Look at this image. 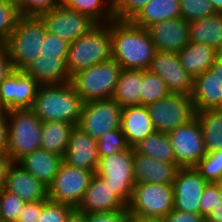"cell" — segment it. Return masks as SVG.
I'll use <instances>...</instances> for the list:
<instances>
[{"mask_svg": "<svg viewBox=\"0 0 222 222\" xmlns=\"http://www.w3.org/2000/svg\"><path fill=\"white\" fill-rule=\"evenodd\" d=\"M112 58L122 69L146 70L156 53L146 28L131 21H111Z\"/></svg>", "mask_w": 222, "mask_h": 222, "instance_id": "6da1fadb", "label": "cell"}, {"mask_svg": "<svg viewBox=\"0 0 222 222\" xmlns=\"http://www.w3.org/2000/svg\"><path fill=\"white\" fill-rule=\"evenodd\" d=\"M83 104L71 82L40 85L31 110L42 122L63 121L77 125Z\"/></svg>", "mask_w": 222, "mask_h": 222, "instance_id": "7a4b0ae2", "label": "cell"}, {"mask_svg": "<svg viewBox=\"0 0 222 222\" xmlns=\"http://www.w3.org/2000/svg\"><path fill=\"white\" fill-rule=\"evenodd\" d=\"M111 21L97 24L87 34L73 41L66 59L72 77L78 71L112 58Z\"/></svg>", "mask_w": 222, "mask_h": 222, "instance_id": "3957f363", "label": "cell"}, {"mask_svg": "<svg viewBox=\"0 0 222 222\" xmlns=\"http://www.w3.org/2000/svg\"><path fill=\"white\" fill-rule=\"evenodd\" d=\"M46 30L36 16H21L5 46L14 70L22 71L41 56Z\"/></svg>", "mask_w": 222, "mask_h": 222, "instance_id": "277c9868", "label": "cell"}, {"mask_svg": "<svg viewBox=\"0 0 222 222\" xmlns=\"http://www.w3.org/2000/svg\"><path fill=\"white\" fill-rule=\"evenodd\" d=\"M121 66L113 58L78 71L71 84L82 101L110 99L113 97Z\"/></svg>", "mask_w": 222, "mask_h": 222, "instance_id": "5b68a950", "label": "cell"}, {"mask_svg": "<svg viewBox=\"0 0 222 222\" xmlns=\"http://www.w3.org/2000/svg\"><path fill=\"white\" fill-rule=\"evenodd\" d=\"M42 121L31 109L8 111V151L12 162L41 147Z\"/></svg>", "mask_w": 222, "mask_h": 222, "instance_id": "8992f818", "label": "cell"}, {"mask_svg": "<svg viewBox=\"0 0 222 222\" xmlns=\"http://www.w3.org/2000/svg\"><path fill=\"white\" fill-rule=\"evenodd\" d=\"M173 207V185L153 183H135L127 204L129 216L135 219L162 220Z\"/></svg>", "mask_w": 222, "mask_h": 222, "instance_id": "52a82bcc", "label": "cell"}, {"mask_svg": "<svg viewBox=\"0 0 222 222\" xmlns=\"http://www.w3.org/2000/svg\"><path fill=\"white\" fill-rule=\"evenodd\" d=\"M154 129L168 133L196 117L190 95L169 93L166 97L147 105Z\"/></svg>", "mask_w": 222, "mask_h": 222, "instance_id": "ba28073f", "label": "cell"}, {"mask_svg": "<svg viewBox=\"0 0 222 222\" xmlns=\"http://www.w3.org/2000/svg\"><path fill=\"white\" fill-rule=\"evenodd\" d=\"M133 158L134 148L128 147L118 154L101 157L96 171V174L126 205L135 186Z\"/></svg>", "mask_w": 222, "mask_h": 222, "instance_id": "9c48e42d", "label": "cell"}, {"mask_svg": "<svg viewBox=\"0 0 222 222\" xmlns=\"http://www.w3.org/2000/svg\"><path fill=\"white\" fill-rule=\"evenodd\" d=\"M122 107L113 98L85 102L77 124L93 139L106 132L121 129Z\"/></svg>", "mask_w": 222, "mask_h": 222, "instance_id": "30bf717a", "label": "cell"}, {"mask_svg": "<svg viewBox=\"0 0 222 222\" xmlns=\"http://www.w3.org/2000/svg\"><path fill=\"white\" fill-rule=\"evenodd\" d=\"M37 17L44 24L46 32H51L70 44L97 25L89 16L62 4Z\"/></svg>", "mask_w": 222, "mask_h": 222, "instance_id": "8fae6325", "label": "cell"}, {"mask_svg": "<svg viewBox=\"0 0 222 222\" xmlns=\"http://www.w3.org/2000/svg\"><path fill=\"white\" fill-rule=\"evenodd\" d=\"M93 171L78 169L62 162L53 182L48 186V198L77 208L92 177Z\"/></svg>", "mask_w": 222, "mask_h": 222, "instance_id": "7c38bea8", "label": "cell"}, {"mask_svg": "<svg viewBox=\"0 0 222 222\" xmlns=\"http://www.w3.org/2000/svg\"><path fill=\"white\" fill-rule=\"evenodd\" d=\"M167 134L179 167H194L207 154L197 117Z\"/></svg>", "mask_w": 222, "mask_h": 222, "instance_id": "4fadbf2b", "label": "cell"}, {"mask_svg": "<svg viewBox=\"0 0 222 222\" xmlns=\"http://www.w3.org/2000/svg\"><path fill=\"white\" fill-rule=\"evenodd\" d=\"M190 96L195 106V115L222 109V71L219 59L209 70L193 78Z\"/></svg>", "mask_w": 222, "mask_h": 222, "instance_id": "5bb4252c", "label": "cell"}, {"mask_svg": "<svg viewBox=\"0 0 222 222\" xmlns=\"http://www.w3.org/2000/svg\"><path fill=\"white\" fill-rule=\"evenodd\" d=\"M39 87L32 77L14 70L0 83V106L8 111L31 109Z\"/></svg>", "mask_w": 222, "mask_h": 222, "instance_id": "9a60e30c", "label": "cell"}, {"mask_svg": "<svg viewBox=\"0 0 222 222\" xmlns=\"http://www.w3.org/2000/svg\"><path fill=\"white\" fill-rule=\"evenodd\" d=\"M148 70L157 74L165 82L170 92L191 94L193 78L181 65L178 54L156 51Z\"/></svg>", "mask_w": 222, "mask_h": 222, "instance_id": "2e32d148", "label": "cell"}, {"mask_svg": "<svg viewBox=\"0 0 222 222\" xmlns=\"http://www.w3.org/2000/svg\"><path fill=\"white\" fill-rule=\"evenodd\" d=\"M207 183L194 167H180L173 184V209L199 214L201 195Z\"/></svg>", "mask_w": 222, "mask_h": 222, "instance_id": "e0dca14e", "label": "cell"}, {"mask_svg": "<svg viewBox=\"0 0 222 222\" xmlns=\"http://www.w3.org/2000/svg\"><path fill=\"white\" fill-rule=\"evenodd\" d=\"M63 162L69 166L96 173L99 164L97 140L75 125Z\"/></svg>", "mask_w": 222, "mask_h": 222, "instance_id": "ac0fdd59", "label": "cell"}, {"mask_svg": "<svg viewBox=\"0 0 222 222\" xmlns=\"http://www.w3.org/2000/svg\"><path fill=\"white\" fill-rule=\"evenodd\" d=\"M156 51L178 54L189 43V22L181 17L148 26Z\"/></svg>", "mask_w": 222, "mask_h": 222, "instance_id": "d6986e66", "label": "cell"}, {"mask_svg": "<svg viewBox=\"0 0 222 222\" xmlns=\"http://www.w3.org/2000/svg\"><path fill=\"white\" fill-rule=\"evenodd\" d=\"M127 205L96 173L76 208L83 213H105L124 209Z\"/></svg>", "mask_w": 222, "mask_h": 222, "instance_id": "ffe728a7", "label": "cell"}, {"mask_svg": "<svg viewBox=\"0 0 222 222\" xmlns=\"http://www.w3.org/2000/svg\"><path fill=\"white\" fill-rule=\"evenodd\" d=\"M4 189L24 202L48 200V186L27 172L16 162L9 167Z\"/></svg>", "mask_w": 222, "mask_h": 222, "instance_id": "44dd1931", "label": "cell"}, {"mask_svg": "<svg viewBox=\"0 0 222 222\" xmlns=\"http://www.w3.org/2000/svg\"><path fill=\"white\" fill-rule=\"evenodd\" d=\"M176 163H165L134 151L133 170L135 183L173 185L179 170Z\"/></svg>", "mask_w": 222, "mask_h": 222, "instance_id": "7402d4cb", "label": "cell"}, {"mask_svg": "<svg viewBox=\"0 0 222 222\" xmlns=\"http://www.w3.org/2000/svg\"><path fill=\"white\" fill-rule=\"evenodd\" d=\"M67 58H43L31 61L22 72L32 77L40 85L64 84L71 81L67 70Z\"/></svg>", "mask_w": 222, "mask_h": 222, "instance_id": "603a6c76", "label": "cell"}, {"mask_svg": "<svg viewBox=\"0 0 222 222\" xmlns=\"http://www.w3.org/2000/svg\"><path fill=\"white\" fill-rule=\"evenodd\" d=\"M121 130L129 147H134L146 136L154 133L147 106H129L122 108Z\"/></svg>", "mask_w": 222, "mask_h": 222, "instance_id": "cb8c5ba5", "label": "cell"}, {"mask_svg": "<svg viewBox=\"0 0 222 222\" xmlns=\"http://www.w3.org/2000/svg\"><path fill=\"white\" fill-rule=\"evenodd\" d=\"M63 162V157L42 148L23 156L16 163L49 186Z\"/></svg>", "mask_w": 222, "mask_h": 222, "instance_id": "d4e9b609", "label": "cell"}, {"mask_svg": "<svg viewBox=\"0 0 222 222\" xmlns=\"http://www.w3.org/2000/svg\"><path fill=\"white\" fill-rule=\"evenodd\" d=\"M219 52L203 43L189 42L179 53L180 63L192 77L209 70L218 59Z\"/></svg>", "mask_w": 222, "mask_h": 222, "instance_id": "484cf974", "label": "cell"}, {"mask_svg": "<svg viewBox=\"0 0 222 222\" xmlns=\"http://www.w3.org/2000/svg\"><path fill=\"white\" fill-rule=\"evenodd\" d=\"M189 42L203 43L222 53V13L189 22Z\"/></svg>", "mask_w": 222, "mask_h": 222, "instance_id": "4316f807", "label": "cell"}, {"mask_svg": "<svg viewBox=\"0 0 222 222\" xmlns=\"http://www.w3.org/2000/svg\"><path fill=\"white\" fill-rule=\"evenodd\" d=\"M143 70L121 69L113 99L123 107L141 105Z\"/></svg>", "mask_w": 222, "mask_h": 222, "instance_id": "83f0119b", "label": "cell"}, {"mask_svg": "<svg viewBox=\"0 0 222 222\" xmlns=\"http://www.w3.org/2000/svg\"><path fill=\"white\" fill-rule=\"evenodd\" d=\"M181 17L179 0H150L131 22L142 28Z\"/></svg>", "mask_w": 222, "mask_h": 222, "instance_id": "f1b7e54d", "label": "cell"}, {"mask_svg": "<svg viewBox=\"0 0 222 222\" xmlns=\"http://www.w3.org/2000/svg\"><path fill=\"white\" fill-rule=\"evenodd\" d=\"M74 126L63 121L42 122L40 148L64 157Z\"/></svg>", "mask_w": 222, "mask_h": 222, "instance_id": "f546056e", "label": "cell"}, {"mask_svg": "<svg viewBox=\"0 0 222 222\" xmlns=\"http://www.w3.org/2000/svg\"><path fill=\"white\" fill-rule=\"evenodd\" d=\"M134 151L165 163H176V158L167 133L157 132L146 136L136 144Z\"/></svg>", "mask_w": 222, "mask_h": 222, "instance_id": "4dcf8cb0", "label": "cell"}, {"mask_svg": "<svg viewBox=\"0 0 222 222\" xmlns=\"http://www.w3.org/2000/svg\"><path fill=\"white\" fill-rule=\"evenodd\" d=\"M207 153L222 149V109L197 114Z\"/></svg>", "mask_w": 222, "mask_h": 222, "instance_id": "1f68e13d", "label": "cell"}, {"mask_svg": "<svg viewBox=\"0 0 222 222\" xmlns=\"http://www.w3.org/2000/svg\"><path fill=\"white\" fill-rule=\"evenodd\" d=\"M61 4L89 16L97 24L114 20L113 0H61Z\"/></svg>", "mask_w": 222, "mask_h": 222, "instance_id": "d6a6232c", "label": "cell"}, {"mask_svg": "<svg viewBox=\"0 0 222 222\" xmlns=\"http://www.w3.org/2000/svg\"><path fill=\"white\" fill-rule=\"evenodd\" d=\"M171 93L165 82L148 69L143 70V84L141 89V105L147 106Z\"/></svg>", "mask_w": 222, "mask_h": 222, "instance_id": "836d02e7", "label": "cell"}, {"mask_svg": "<svg viewBox=\"0 0 222 222\" xmlns=\"http://www.w3.org/2000/svg\"><path fill=\"white\" fill-rule=\"evenodd\" d=\"M194 168L208 183L222 181V149L207 153Z\"/></svg>", "mask_w": 222, "mask_h": 222, "instance_id": "e575fe53", "label": "cell"}, {"mask_svg": "<svg viewBox=\"0 0 222 222\" xmlns=\"http://www.w3.org/2000/svg\"><path fill=\"white\" fill-rule=\"evenodd\" d=\"M181 18L191 22L217 14L210 0H179Z\"/></svg>", "mask_w": 222, "mask_h": 222, "instance_id": "d590c367", "label": "cell"}, {"mask_svg": "<svg viewBox=\"0 0 222 222\" xmlns=\"http://www.w3.org/2000/svg\"><path fill=\"white\" fill-rule=\"evenodd\" d=\"M97 143L99 159L114 153L118 154L129 147L126 142L125 135L122 133L121 129L106 132L97 140Z\"/></svg>", "mask_w": 222, "mask_h": 222, "instance_id": "8d00e7d4", "label": "cell"}, {"mask_svg": "<svg viewBox=\"0 0 222 222\" xmlns=\"http://www.w3.org/2000/svg\"><path fill=\"white\" fill-rule=\"evenodd\" d=\"M24 202L19 196L0 189V220L1 222H17L24 208Z\"/></svg>", "mask_w": 222, "mask_h": 222, "instance_id": "74e56055", "label": "cell"}, {"mask_svg": "<svg viewBox=\"0 0 222 222\" xmlns=\"http://www.w3.org/2000/svg\"><path fill=\"white\" fill-rule=\"evenodd\" d=\"M21 17L15 5L0 0V44H5Z\"/></svg>", "mask_w": 222, "mask_h": 222, "instance_id": "f35d334b", "label": "cell"}, {"mask_svg": "<svg viewBox=\"0 0 222 222\" xmlns=\"http://www.w3.org/2000/svg\"><path fill=\"white\" fill-rule=\"evenodd\" d=\"M74 208L68 204L43 200V208L37 222H66Z\"/></svg>", "mask_w": 222, "mask_h": 222, "instance_id": "ab89813d", "label": "cell"}, {"mask_svg": "<svg viewBox=\"0 0 222 222\" xmlns=\"http://www.w3.org/2000/svg\"><path fill=\"white\" fill-rule=\"evenodd\" d=\"M150 0H113L116 20L131 21Z\"/></svg>", "mask_w": 222, "mask_h": 222, "instance_id": "60d3db41", "label": "cell"}, {"mask_svg": "<svg viewBox=\"0 0 222 222\" xmlns=\"http://www.w3.org/2000/svg\"><path fill=\"white\" fill-rule=\"evenodd\" d=\"M220 202H222V193L218 183H207L201 195L199 214L206 218Z\"/></svg>", "mask_w": 222, "mask_h": 222, "instance_id": "b9f144b4", "label": "cell"}, {"mask_svg": "<svg viewBox=\"0 0 222 222\" xmlns=\"http://www.w3.org/2000/svg\"><path fill=\"white\" fill-rule=\"evenodd\" d=\"M70 43L56 36L51 32H46L43 42L41 56L43 58H67Z\"/></svg>", "mask_w": 222, "mask_h": 222, "instance_id": "7bdbcfd3", "label": "cell"}, {"mask_svg": "<svg viewBox=\"0 0 222 222\" xmlns=\"http://www.w3.org/2000/svg\"><path fill=\"white\" fill-rule=\"evenodd\" d=\"M61 5V0H23L18 8L21 16H38Z\"/></svg>", "mask_w": 222, "mask_h": 222, "instance_id": "ee69618b", "label": "cell"}, {"mask_svg": "<svg viewBox=\"0 0 222 222\" xmlns=\"http://www.w3.org/2000/svg\"><path fill=\"white\" fill-rule=\"evenodd\" d=\"M128 217L127 206L124 209L112 212L87 213L88 222H124Z\"/></svg>", "mask_w": 222, "mask_h": 222, "instance_id": "f6af8a7d", "label": "cell"}, {"mask_svg": "<svg viewBox=\"0 0 222 222\" xmlns=\"http://www.w3.org/2000/svg\"><path fill=\"white\" fill-rule=\"evenodd\" d=\"M43 208V200L26 202L17 222H37Z\"/></svg>", "mask_w": 222, "mask_h": 222, "instance_id": "bcb514c9", "label": "cell"}, {"mask_svg": "<svg viewBox=\"0 0 222 222\" xmlns=\"http://www.w3.org/2000/svg\"><path fill=\"white\" fill-rule=\"evenodd\" d=\"M164 222H205L200 214H194L173 209L163 219Z\"/></svg>", "mask_w": 222, "mask_h": 222, "instance_id": "7dc6e473", "label": "cell"}, {"mask_svg": "<svg viewBox=\"0 0 222 222\" xmlns=\"http://www.w3.org/2000/svg\"><path fill=\"white\" fill-rule=\"evenodd\" d=\"M8 151V110L0 106V154Z\"/></svg>", "mask_w": 222, "mask_h": 222, "instance_id": "c3c4849f", "label": "cell"}, {"mask_svg": "<svg viewBox=\"0 0 222 222\" xmlns=\"http://www.w3.org/2000/svg\"><path fill=\"white\" fill-rule=\"evenodd\" d=\"M14 71L5 44H0V83Z\"/></svg>", "mask_w": 222, "mask_h": 222, "instance_id": "681fc988", "label": "cell"}, {"mask_svg": "<svg viewBox=\"0 0 222 222\" xmlns=\"http://www.w3.org/2000/svg\"><path fill=\"white\" fill-rule=\"evenodd\" d=\"M12 160L8 155L0 154V189L4 188Z\"/></svg>", "mask_w": 222, "mask_h": 222, "instance_id": "f907efd6", "label": "cell"}, {"mask_svg": "<svg viewBox=\"0 0 222 222\" xmlns=\"http://www.w3.org/2000/svg\"><path fill=\"white\" fill-rule=\"evenodd\" d=\"M66 222H88L87 213L80 212L74 208L68 215Z\"/></svg>", "mask_w": 222, "mask_h": 222, "instance_id": "816d5d0a", "label": "cell"}, {"mask_svg": "<svg viewBox=\"0 0 222 222\" xmlns=\"http://www.w3.org/2000/svg\"><path fill=\"white\" fill-rule=\"evenodd\" d=\"M205 222H222V202L205 218Z\"/></svg>", "mask_w": 222, "mask_h": 222, "instance_id": "f5cc1de1", "label": "cell"}, {"mask_svg": "<svg viewBox=\"0 0 222 222\" xmlns=\"http://www.w3.org/2000/svg\"><path fill=\"white\" fill-rule=\"evenodd\" d=\"M217 13H222V0H210Z\"/></svg>", "mask_w": 222, "mask_h": 222, "instance_id": "db71d44e", "label": "cell"}, {"mask_svg": "<svg viewBox=\"0 0 222 222\" xmlns=\"http://www.w3.org/2000/svg\"><path fill=\"white\" fill-rule=\"evenodd\" d=\"M3 1L15 5L17 8H19L23 3V0H3Z\"/></svg>", "mask_w": 222, "mask_h": 222, "instance_id": "11a10c76", "label": "cell"}, {"mask_svg": "<svg viewBox=\"0 0 222 222\" xmlns=\"http://www.w3.org/2000/svg\"><path fill=\"white\" fill-rule=\"evenodd\" d=\"M140 222H164V221L157 219H140Z\"/></svg>", "mask_w": 222, "mask_h": 222, "instance_id": "9f6ffc18", "label": "cell"}, {"mask_svg": "<svg viewBox=\"0 0 222 222\" xmlns=\"http://www.w3.org/2000/svg\"><path fill=\"white\" fill-rule=\"evenodd\" d=\"M124 222H140V219H135L129 216Z\"/></svg>", "mask_w": 222, "mask_h": 222, "instance_id": "6f0895ef", "label": "cell"}, {"mask_svg": "<svg viewBox=\"0 0 222 222\" xmlns=\"http://www.w3.org/2000/svg\"><path fill=\"white\" fill-rule=\"evenodd\" d=\"M218 59L221 61V71H222V53H219Z\"/></svg>", "mask_w": 222, "mask_h": 222, "instance_id": "680465c9", "label": "cell"}, {"mask_svg": "<svg viewBox=\"0 0 222 222\" xmlns=\"http://www.w3.org/2000/svg\"><path fill=\"white\" fill-rule=\"evenodd\" d=\"M218 185H219L221 193H222V181L218 182Z\"/></svg>", "mask_w": 222, "mask_h": 222, "instance_id": "91938a15", "label": "cell"}]
</instances>
